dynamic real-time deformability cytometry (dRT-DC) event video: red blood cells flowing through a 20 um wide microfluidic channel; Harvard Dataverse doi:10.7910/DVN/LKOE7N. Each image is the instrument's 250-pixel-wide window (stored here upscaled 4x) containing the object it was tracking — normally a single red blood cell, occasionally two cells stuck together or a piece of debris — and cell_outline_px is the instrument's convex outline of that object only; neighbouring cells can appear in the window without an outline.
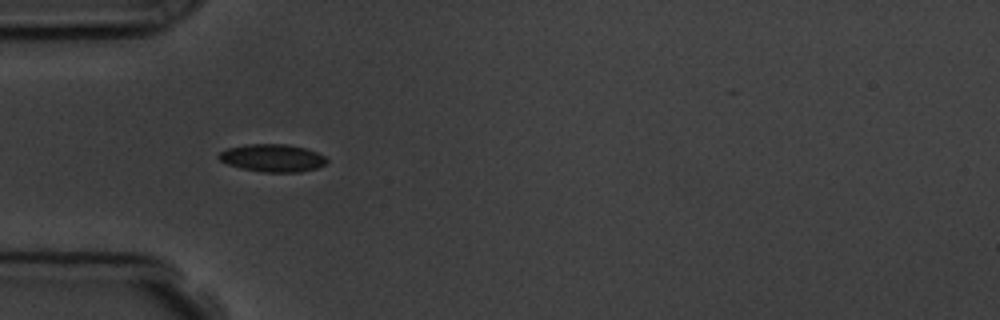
{"species": "common noctule bat (a hibernating species)", "species_latin": "Nyctalus noctula", "temperature_condition": "room temperature", "stored_images_in_passage": 9, "camera_frame_rate_fps": 3000, "um_per_image_px": 0.085, "animal": {"sex": "male", "body_mass_g": 19.5, "forearm_length_mm": 54.6}, "frame": {"image": 1, "passage_image": 6, "time_ms": 5.667, "image_size_px": [1000, 320], "cell_outline_px": [[328, 160], [324, 164], [316, 168], [300, 172], [264, 172], [240, 168], [228, 164], [220, 160], [216, 156], [220, 152], [228, 148], [244, 144], [288, 144], [304, 148], [316, 152], [324, 156]], "centroid_in_image_um": [23.13, 13.42], "position_along_channel_um": 61.9, "area_um2": 17.34}}
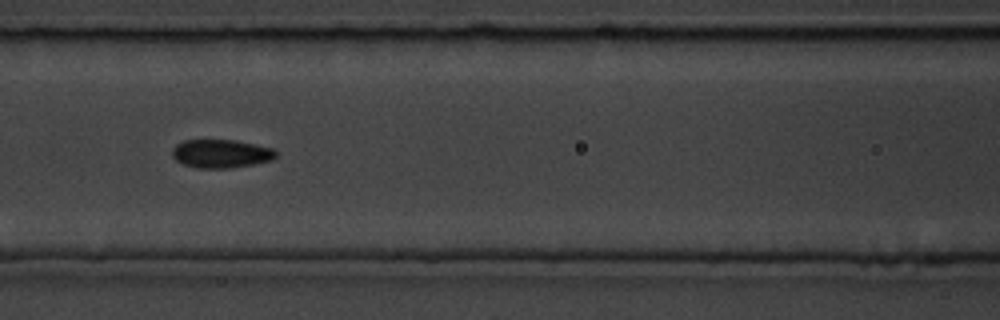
{"frame": {"image": 2, "passage_image": 8, "time_ms": 8.0, "image_size_px": [1000, 320], "cell_outline_px": [[276, 156], [272, 160], [252, 164], [228, 168], [196, 168], [184, 164], [176, 160], [172, 156], [172, 148], [176, 144], [184, 140], [236, 140], [272, 148], [276, 152]], "centroid_in_image_um": [18.76, 13.05], "position_along_channel_um": 147.8, "area_um2": 17.11}}